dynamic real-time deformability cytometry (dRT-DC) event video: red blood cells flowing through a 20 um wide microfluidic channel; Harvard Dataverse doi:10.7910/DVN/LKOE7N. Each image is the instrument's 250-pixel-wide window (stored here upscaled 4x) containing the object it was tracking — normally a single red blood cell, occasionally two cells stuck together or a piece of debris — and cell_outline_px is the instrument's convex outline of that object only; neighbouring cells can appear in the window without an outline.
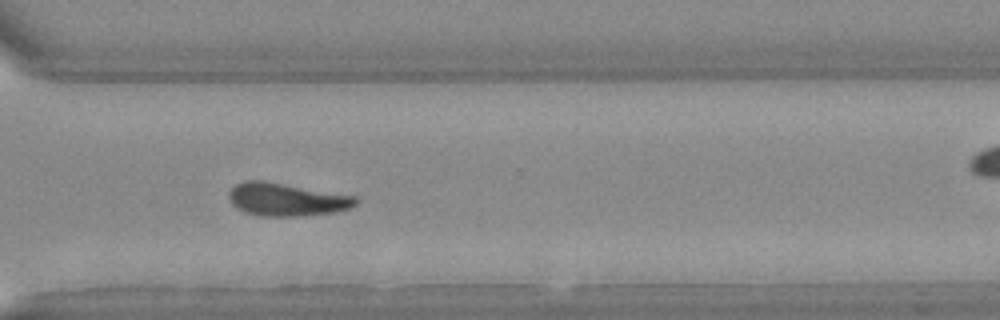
{"species": "Egyptian fruit bat (a non-hibernating species)", "species_latin": "Rousettus aegyptiacus", "temperature_condition": "warm", "stored_images_in_passage": 40, "camera_frame_rate_fps": 3000, "um_per_image_px": 0.085, "animal": {"sex": "female"}, "frame": {"image": 1, "passage_image": 29, "time_ms": 9.333, "image_size_px": [1000, 320], "cell_outline_px": [[356, 204], [352, 208], [336, 212], [304, 216], [260, 216], [244, 212], [236, 208], [232, 204], [228, 196], [228, 192], [236, 184], [244, 180], [260, 180], [356, 196]], "centroid_in_image_um": [24.33, 16.97], "position_along_channel_um": 346.3, "area_um2": 24.39}}